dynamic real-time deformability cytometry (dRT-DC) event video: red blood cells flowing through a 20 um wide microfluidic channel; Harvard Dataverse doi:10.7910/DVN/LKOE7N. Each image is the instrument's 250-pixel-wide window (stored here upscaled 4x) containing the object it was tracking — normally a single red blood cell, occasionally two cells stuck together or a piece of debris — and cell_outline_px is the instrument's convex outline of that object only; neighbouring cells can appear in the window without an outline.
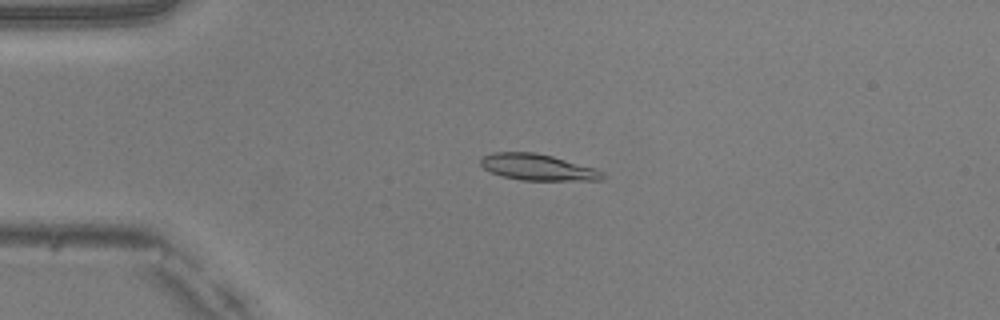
{"species": "common noctule bat (a hibernating species)", "species_latin": "Nyctalus noctula", "temperature_condition": "warm", "stored_images_in_passage": 33, "camera_frame_rate_fps": 3000, "um_per_image_px": 0.085, "animal": {"sex": "male", "body_mass_g": 20.5, "forearm_length_mm": 52.5}, "frame": {"image": 1, "passage_image": 4, "time_ms": 1.0, "image_size_px": [1000, 320], "cell_outline_px": [[604, 180], [520, 180], [500, 176], [484, 168], [480, 164], [480, 160], [484, 156], [492, 152], [532, 152], [552, 156], [596, 168], [604, 172]], "centroid_in_image_um": [45.71, 14.22], "position_along_channel_um": 39.3, "area_um2": 18.67}}
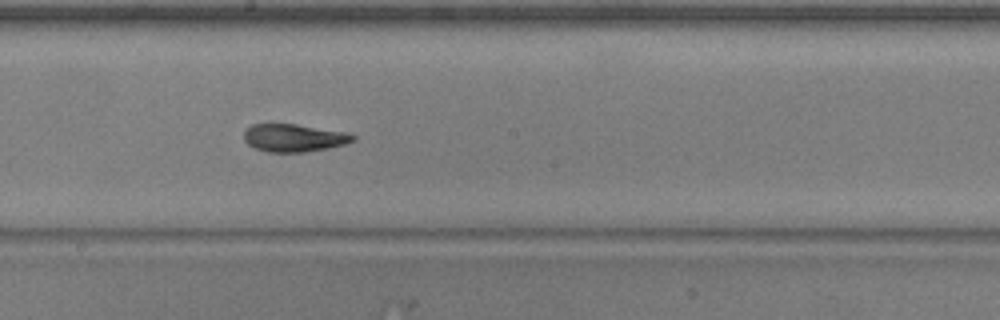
{"frame": {"image": 2, "passage_image": 20, "time_ms": 6.333, "image_size_px": [1000, 320], "cell_outline_px": [[356, 140], [344, 144], [328, 148], [304, 152], [268, 152], [256, 148], [248, 144], [244, 140], [244, 132], [252, 124], [296, 124], [348, 132], [356, 136]], "centroid_in_image_um": [25.01, 11.71], "position_along_channel_um": 223.2, "area_um2": 17.63}}
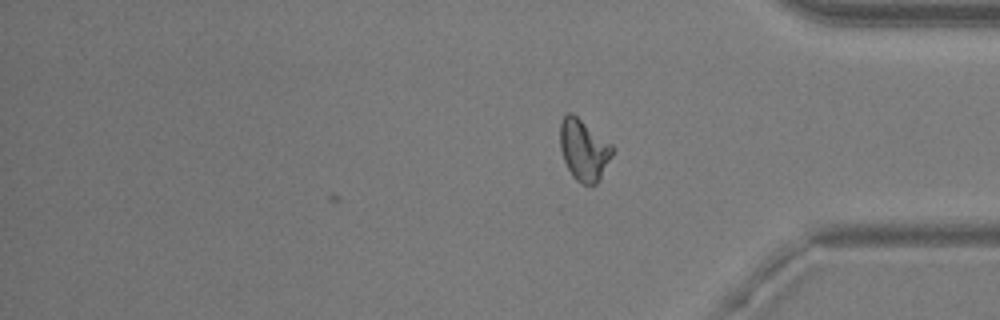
{"frame": {"image": 3, "passage_image": 33, "time_ms": 10.667, "image_size_px": [1000, 320], "cell_outline_px": [[616, 148], [600, 180], [596, 184], [580, 184], [572, 176], [564, 160], [560, 148], [560, 124], [564, 116], [568, 112], [572, 112], [612, 144]], "centroid_in_image_um": [49.64, 12.75], "position_along_channel_um": 385.6, "area_um2": 18.84}, "authors_computed_cell_mechanics": {"area_um2": 17.918, "velocity_mm_per_s": 4.0292, "shape_relaxation_time_tau1_ms": 3.9513, "shape_relaxation_time_tau2_ms": 4.1099, "deformation_change_tau1": 0.1738, "deformation_change_tau2": 0.0606}}